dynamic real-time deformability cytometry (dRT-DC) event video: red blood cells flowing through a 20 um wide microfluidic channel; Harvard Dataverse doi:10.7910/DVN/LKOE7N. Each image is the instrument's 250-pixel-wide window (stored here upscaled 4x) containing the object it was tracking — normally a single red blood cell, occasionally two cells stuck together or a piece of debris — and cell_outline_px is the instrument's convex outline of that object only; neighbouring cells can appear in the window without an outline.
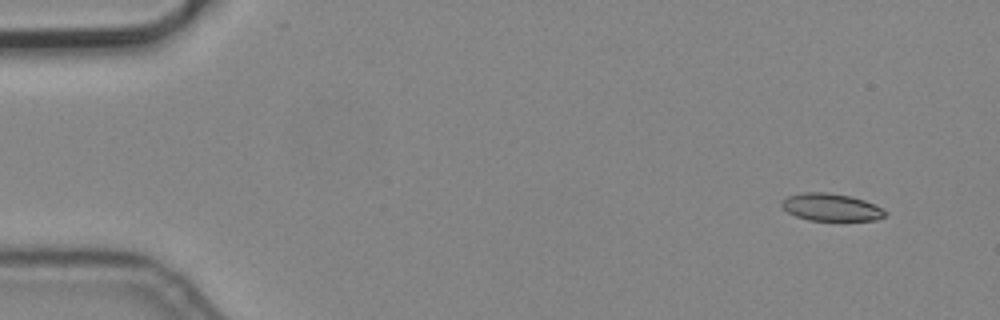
{"species": "common noctule bat (a hibernating species)", "species_latin": "Nyctalus noctula", "temperature_condition": "cold", "stored_images_in_passage": 5, "segment_of_instrument_passage": [2, 2], "camera_frame_rate_fps": 3000, "um_per_image_px": 0.085, "animal": {"sex": "male", "body_mass_g": 19.2, "forearm_length_mm": 51.8}, "frame": {"image": 1, "passage_image": 5, "time_ms": 1.333, "image_size_px": [1000, 320], "cell_outline_px": [[888, 212], [884, 216], [876, 220], [808, 220], [796, 216], [788, 212], [780, 204], [780, 200], [788, 196], [804, 192], [828, 192], [852, 196], [864, 200]], "centroid_in_image_um": [70.61, 17.6], "position_along_channel_um": 14.4, "area_um2": 16.47}}